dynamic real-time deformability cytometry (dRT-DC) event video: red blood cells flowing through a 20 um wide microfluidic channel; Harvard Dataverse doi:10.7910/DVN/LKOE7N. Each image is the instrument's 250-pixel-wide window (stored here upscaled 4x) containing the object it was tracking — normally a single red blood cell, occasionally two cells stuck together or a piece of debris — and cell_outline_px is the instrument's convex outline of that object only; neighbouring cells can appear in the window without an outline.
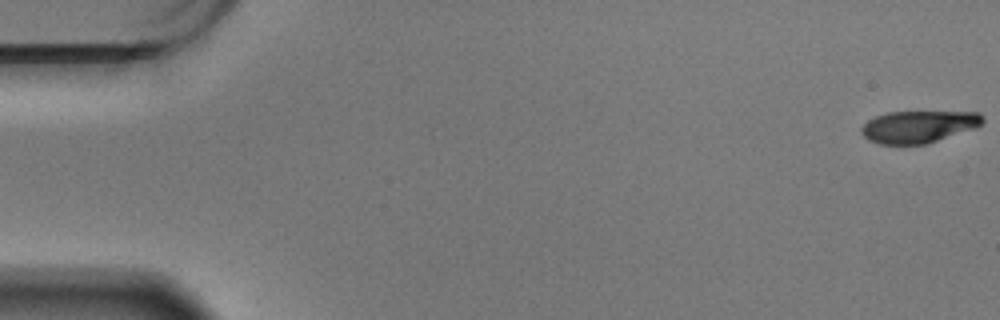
{"species": "Egyptian fruit bat (a non-hibernating species)", "species_latin": "Rousettus aegyptiacus", "temperature_condition": "warm", "stored_images_in_passage": 60, "camera_frame_rate_fps": 3000, "um_per_image_px": 0.085, "animal": {"sex": "male"}, "frame": {"image": 1, "passage_image": 1, "time_ms": 0.0, "image_size_px": [1000, 320], "cell_outline_px": [[984, 120], [976, 128], [924, 144], [880, 144], [868, 140], [860, 132], [860, 128], [868, 120], [876, 116], [888, 112], [980, 112], [984, 116]], "centroid_in_image_um": [78.07, 10.76], "position_along_channel_um": 6.9, "area_um2": 22.6}}
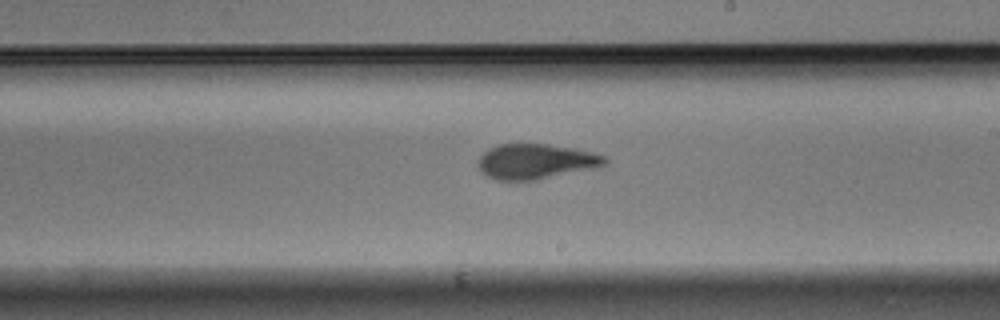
{"frame": {"image": 2, "passage_image": 35, "time_ms": 11.333, "image_size_px": [1000, 320], "cell_outline_px": [[608, 160], [604, 164], [592, 168], [536, 180], [496, 180], [480, 172], [476, 164], [480, 156], [488, 148], [500, 144], [548, 144], [572, 148], [592, 152], [604, 156]], "centroid_in_image_um": [45.47, 13.72], "position_along_channel_um": 243.5, "area_um2": 25.78}}
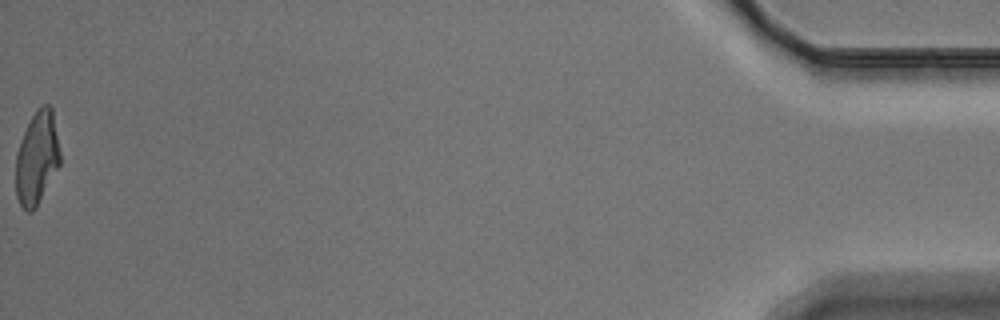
{"frame": {"image": 3, "passage_image": 60, "time_ms": 19.667, "image_size_px": [1000, 320], "cell_outline_px": [[60, 164], [36, 208], [32, 212], [28, 212], [20, 204], [16, 196], [16, 156], [20, 140], [36, 108], [44, 104], [48, 104], [52, 108], [60, 152]], "centroid_in_image_um": [3.14, 13.43], "position_along_channel_um": 432.1, "area_um2": 23.93}, "authors_computed_cell_mechanics": {"area_um2": 25.5187, "velocity_mm_per_s": 3.4324, "shape_relaxation_time_tau1_ms": 5.3066, "shape_relaxation_time_tau2_ms": 1.5739, "deformation_change_tau1": 0.177, "deformation_change_tau2": 0.074}}